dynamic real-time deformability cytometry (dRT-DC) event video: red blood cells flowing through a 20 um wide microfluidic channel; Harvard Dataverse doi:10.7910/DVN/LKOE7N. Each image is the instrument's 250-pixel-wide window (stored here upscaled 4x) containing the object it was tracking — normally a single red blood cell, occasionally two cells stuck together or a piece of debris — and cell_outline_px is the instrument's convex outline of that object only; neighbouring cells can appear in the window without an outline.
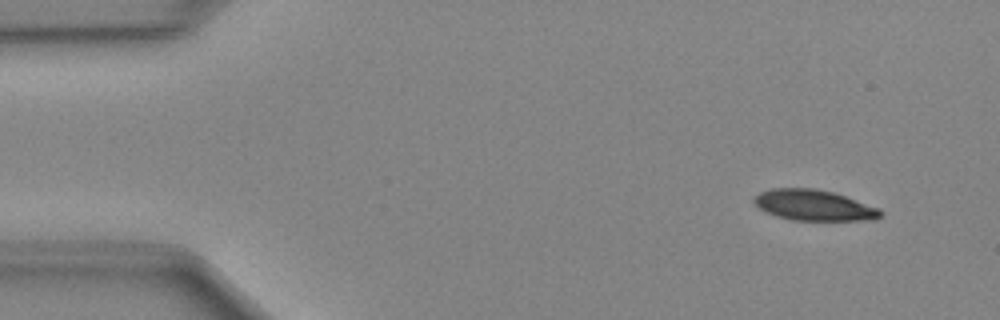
{"species": "Egyptian fruit bat (a non-hibernating species)", "species_latin": "Rousettus aegyptiacus", "temperature_condition": "cold", "stored_images_in_passage": 46, "camera_frame_rate_fps": 3000, "um_per_image_px": 0.085, "animal": {"sex": "female"}, "frame": {"image": 1, "passage_image": 1, "time_ms": 0.0, "image_size_px": [1000, 320], "cell_outline_px": [[880, 216], [876, 220], [792, 220], [776, 216], [760, 208], [752, 200], [760, 192], [772, 188], [812, 188], [832, 192], [880, 208]], "centroid_in_image_um": [69.18, 17.45], "position_along_channel_um": 15.8, "area_um2": 22.37}}
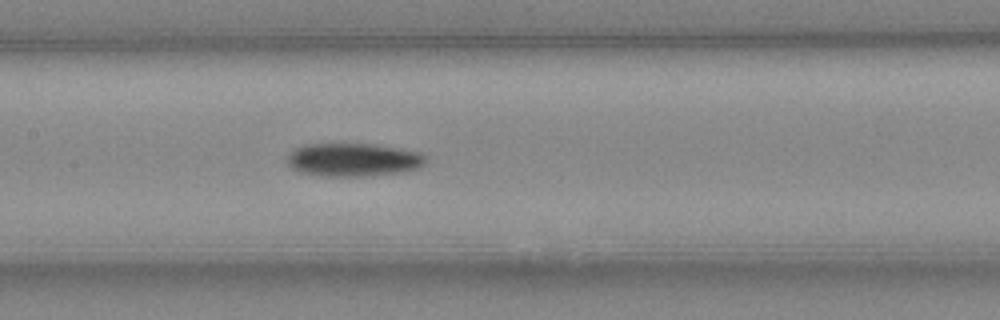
{"frame": {"image": 2, "passage_image": 20, "time_ms": 6.333, "image_size_px": [1000, 320], "cell_outline_px": [[428, 160], [424, 164], [408, 172], [364, 176], [320, 176], [300, 172], [292, 168], [288, 164], [288, 156], [296, 148], [308, 144], [372, 144], [420, 152]], "centroid_in_image_um": [30.06, 13.59], "position_along_channel_um": 177.3, "area_um2": 26.76}}
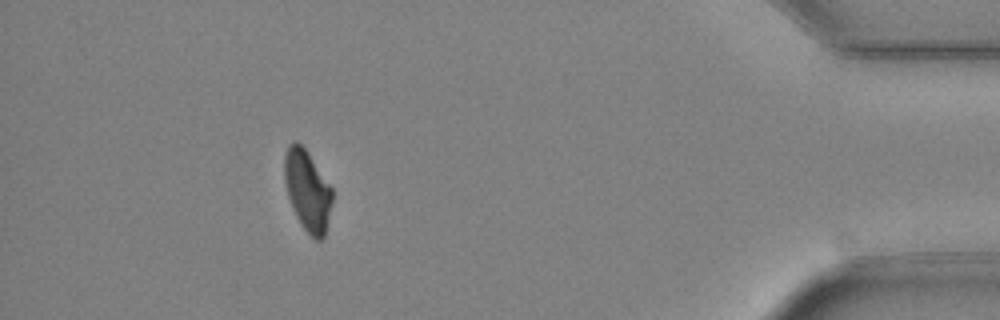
{"frame": {"image": 3, "passage_image": 41, "time_ms": 13.333, "image_size_px": [1000, 320], "cell_outline_px": [[332, 204], [324, 236], [320, 240], [316, 240], [300, 224], [296, 216], [288, 196], [284, 180], [284, 156], [288, 144], [292, 140], [296, 140], [308, 152], [332, 188]], "centroid_in_image_um": [26.12, 16.16], "position_along_channel_um": 409.1, "area_um2": 22.43}}